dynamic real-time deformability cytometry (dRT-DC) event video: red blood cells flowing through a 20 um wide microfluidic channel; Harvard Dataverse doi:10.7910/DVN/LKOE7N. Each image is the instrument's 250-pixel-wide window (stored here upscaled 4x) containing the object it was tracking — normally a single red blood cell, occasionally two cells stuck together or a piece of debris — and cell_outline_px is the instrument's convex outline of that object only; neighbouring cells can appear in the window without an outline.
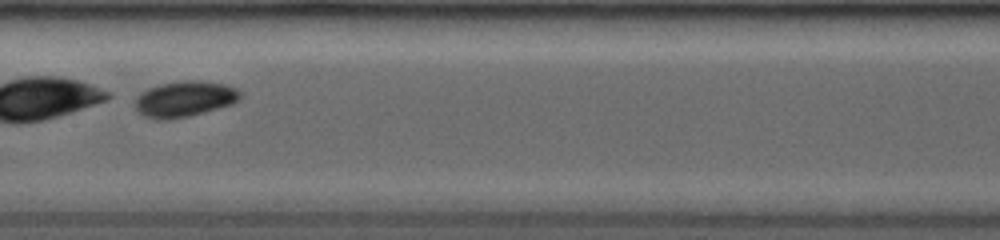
{"species": "common noctule bat (a hibernating species)", "species_latin": "Nyctalus noctula", "temperature_condition": "room temperature", "stored_images_in_passage": 14, "camera_frame_rate_fps": 3500, "um_per_image_px": 0.085, "animal": {"sex": "female", "body_mass_g": 19.0, "forearm_length_mm": 53.3}, "frame": {"image": 1, "passage_image": 11, "time_ms": 3.143, "image_size_px": [1000, 240], "cell_outline_px": [[240, 100], [232, 104], [204, 112], [188, 116], [168, 120], [156, 120], [144, 116], [136, 112], [136, 96], [140, 92], [148, 88], [160, 84], [184, 80], [200, 80], [224, 84], [236, 88], [240, 92]], "centroid_in_image_um": [15.66, 8.41], "position_along_channel_um": 191.7, "area_um2": 22.08}}